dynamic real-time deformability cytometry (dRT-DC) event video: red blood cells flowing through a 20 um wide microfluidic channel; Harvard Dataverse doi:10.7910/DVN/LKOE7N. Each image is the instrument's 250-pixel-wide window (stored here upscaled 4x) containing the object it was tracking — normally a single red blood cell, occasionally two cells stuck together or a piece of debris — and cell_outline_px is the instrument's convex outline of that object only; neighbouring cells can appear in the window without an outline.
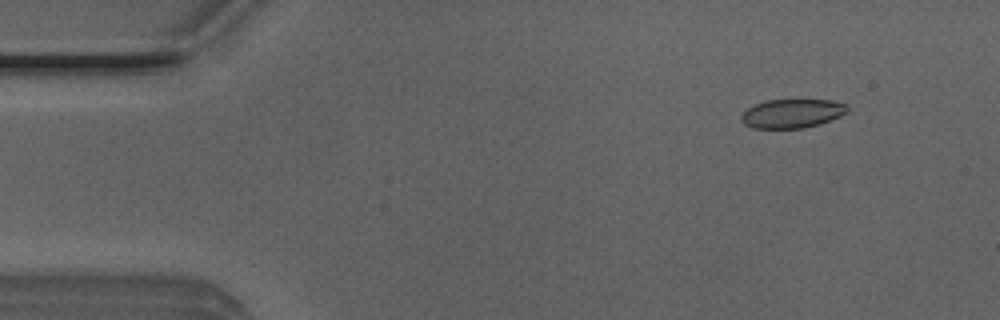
{"species": "Egyptian fruit bat (a non-hibernating species)", "species_latin": "Rousettus aegyptiacus", "temperature_condition": "room temperature", "stored_images_in_passage": 5, "camera_frame_rate_fps": 3000, "um_per_image_px": 0.085, "animal": {"sex": "male"}, "frame": {"image": 1, "passage_image": 1, "time_ms": 0.0, "image_size_px": [1000, 320], "cell_outline_px": [[848, 112], [840, 116], [820, 124], [804, 128], [752, 128], [744, 124], [740, 116], [748, 108], [756, 104], [768, 100], [832, 100], [848, 104]], "centroid_in_image_um": [67.36, 9.65], "position_along_channel_um": 17.6, "area_um2": 17.86}}